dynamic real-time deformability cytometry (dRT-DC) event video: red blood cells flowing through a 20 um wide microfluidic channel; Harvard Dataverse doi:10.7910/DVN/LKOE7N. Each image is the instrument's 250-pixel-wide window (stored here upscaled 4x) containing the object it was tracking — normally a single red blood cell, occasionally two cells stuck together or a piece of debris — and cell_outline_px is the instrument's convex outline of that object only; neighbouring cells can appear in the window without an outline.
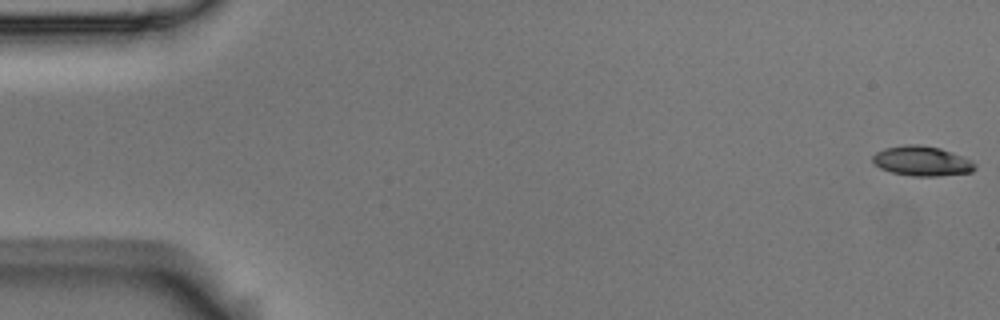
{"species": "Egyptian fruit bat (a non-hibernating species)", "species_latin": "Rousettus aegyptiacus", "temperature_condition": "room temperature", "stored_images_in_passage": 5, "camera_frame_rate_fps": 3000, "um_per_image_px": 0.085, "animal": {"sex": "male"}, "frame": {"image": 1, "passage_image": 1, "time_ms": 0.0, "image_size_px": [1000, 320], "cell_outline_px": [[976, 168], [972, 172], [936, 176], [912, 176], [892, 172], [880, 168], [872, 164], [872, 156], [876, 152], [884, 148], [904, 144], [920, 144], [940, 148], [964, 156], [972, 160], [976, 164]], "centroid_in_image_um": [78.36, 13.68], "position_along_channel_um": 6.6, "area_um2": 18.03}}